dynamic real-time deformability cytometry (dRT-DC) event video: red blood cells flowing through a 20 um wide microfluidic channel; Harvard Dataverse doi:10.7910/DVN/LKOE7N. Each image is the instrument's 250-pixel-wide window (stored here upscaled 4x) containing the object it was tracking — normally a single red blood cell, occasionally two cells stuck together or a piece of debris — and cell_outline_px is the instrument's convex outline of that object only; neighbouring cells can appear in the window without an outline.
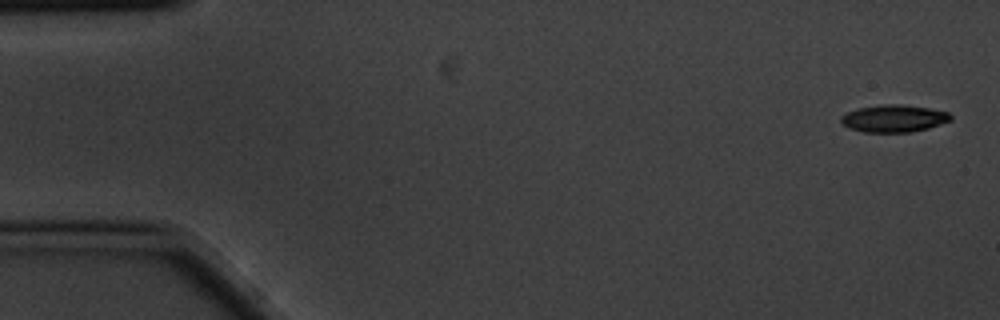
{"species": "common noctule bat (a hibernating species)", "species_latin": "Nyctalus noctula", "temperature_condition": "cold", "stored_images_in_passage": 4, "camera_frame_rate_fps": 3000, "um_per_image_px": 0.085, "animal": {"sex": "male", "body_mass_g": 20.1, "forearm_length_mm": 53.5}, "frame": {"image": 1, "passage_image": 1, "time_ms": 0.0, "image_size_px": [1000, 320], "cell_outline_px": [[952, 120], [928, 128], [912, 132], [864, 132], [848, 128], [840, 120], [840, 116], [856, 108], [884, 104], [900, 104], [928, 108], [948, 112], [952, 116]], "centroid_in_image_um": [75.97, 10.07], "position_along_channel_um": 9.0, "area_um2": 17.46}}
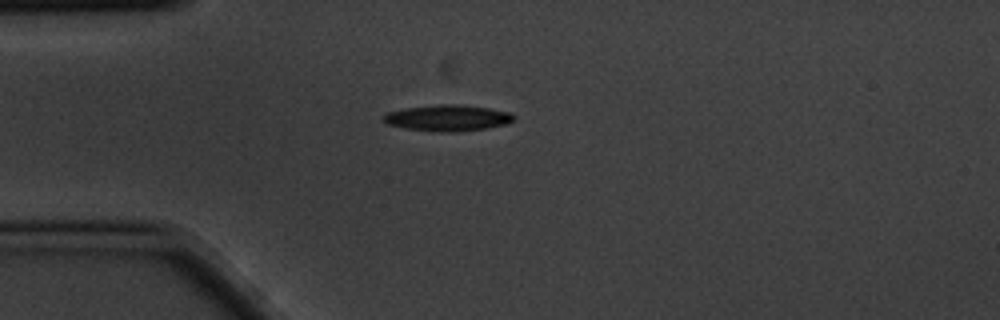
{"frame": {"image": 2, "passage_image": 4, "time_ms": 1.0, "image_size_px": [1000, 320], "cell_outline_px": [[516, 116], [508, 124], [488, 128], [452, 132], [440, 132], [404, 128], [388, 124], [384, 120], [384, 116], [388, 112], [404, 108], [440, 104], [460, 104], [488, 108], [508, 112]], "centroid_in_image_um": [38.07, 10.02], "position_along_channel_um": 46.9, "area_um2": 19.77}}